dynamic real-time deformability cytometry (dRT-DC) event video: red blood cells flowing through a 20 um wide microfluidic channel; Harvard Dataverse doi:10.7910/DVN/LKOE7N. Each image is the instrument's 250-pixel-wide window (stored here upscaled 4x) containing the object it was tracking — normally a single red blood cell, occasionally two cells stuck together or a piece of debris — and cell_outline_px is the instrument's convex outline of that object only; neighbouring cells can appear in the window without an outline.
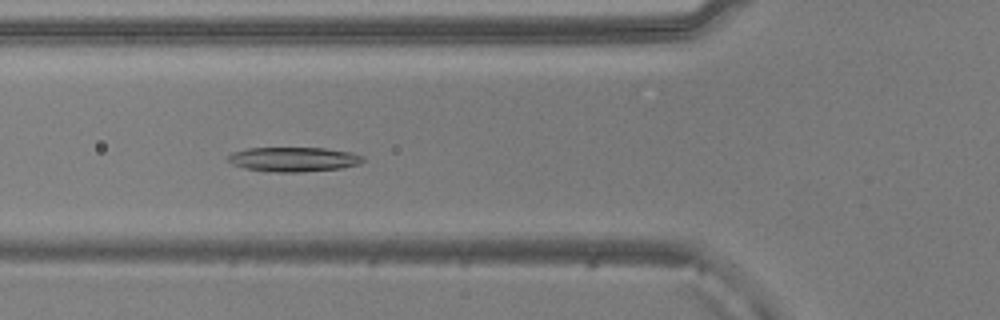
{"species": "common noctule bat (a hibernating species)", "species_latin": "Nyctalus noctula", "temperature_condition": "warm", "stored_images_in_passage": 52, "camera_frame_rate_fps": 3000, "um_per_image_px": 0.085, "animal": {"sex": "male", "body_mass_g": 20.5, "forearm_length_mm": 52.5}, "frame": {"image": 1, "passage_image": 17, "time_ms": 5.333, "image_size_px": [1000, 320], "cell_outline_px": [[364, 160], [360, 164], [340, 168], [300, 172], [276, 172], [244, 168], [232, 164], [228, 160], [228, 156], [232, 152], [248, 148], [324, 148], [352, 152], [364, 156]], "centroid_in_image_um": [24.97, 13.54], "position_along_channel_um": 100.8, "area_um2": 19.25}}
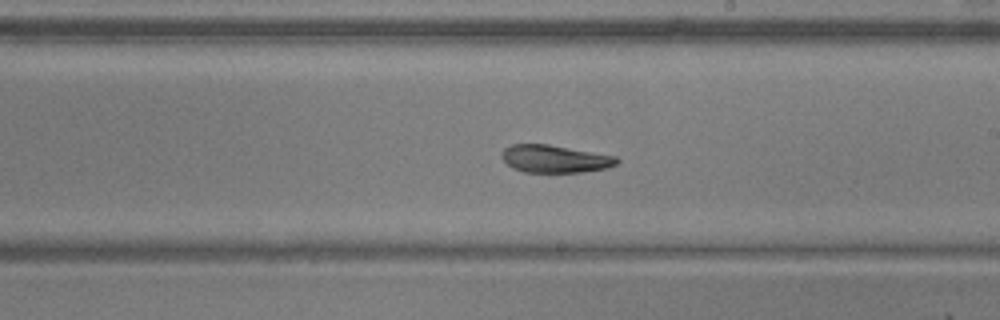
{"frame": {"image": 2, "passage_image": 28, "time_ms": 9.0, "image_size_px": [1000, 320], "cell_outline_px": [[620, 160], [616, 164], [608, 168], [580, 172], [524, 172], [512, 168], [500, 156], [504, 148], [512, 144], [548, 144], [616, 156]], "centroid_in_image_um": [47.15, 13.5], "position_along_channel_um": 241.8, "area_um2": 18.5}}
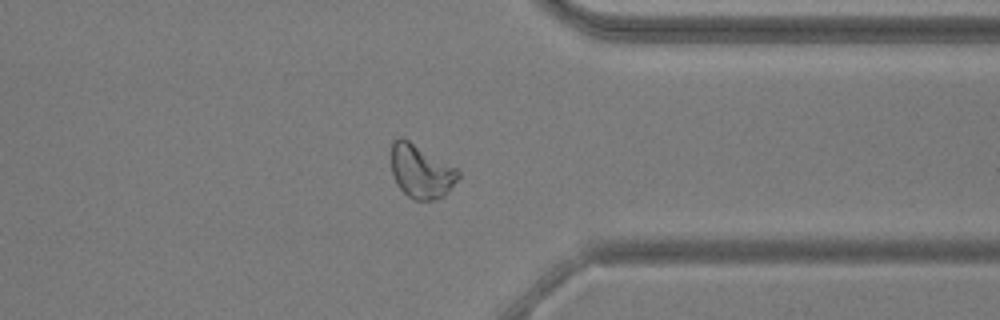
{"frame": {"image": 3, "passage_image": 39, "time_ms": 12.667, "image_size_px": [1000, 320], "cell_outline_px": [[460, 176], [448, 192], [444, 196], [432, 200], [416, 200], [408, 196], [396, 184], [392, 176], [392, 140], [400, 136], [408, 140], [456, 168], [460, 172]], "centroid_in_image_um": [35.78, 14.58], "position_along_channel_um": 375.6, "area_um2": 20.69}, "authors_computed_cell_mechanics": {"area_um2": 20.7791, "velocity_mm_per_s": 3.8339, "shape_relaxation_time_tau1_ms": 4.3022, "shape_relaxation_time_tau2_ms": 3.9172, "deformation_change_tau1": 0.163, "deformation_change_tau2": 0.116}}